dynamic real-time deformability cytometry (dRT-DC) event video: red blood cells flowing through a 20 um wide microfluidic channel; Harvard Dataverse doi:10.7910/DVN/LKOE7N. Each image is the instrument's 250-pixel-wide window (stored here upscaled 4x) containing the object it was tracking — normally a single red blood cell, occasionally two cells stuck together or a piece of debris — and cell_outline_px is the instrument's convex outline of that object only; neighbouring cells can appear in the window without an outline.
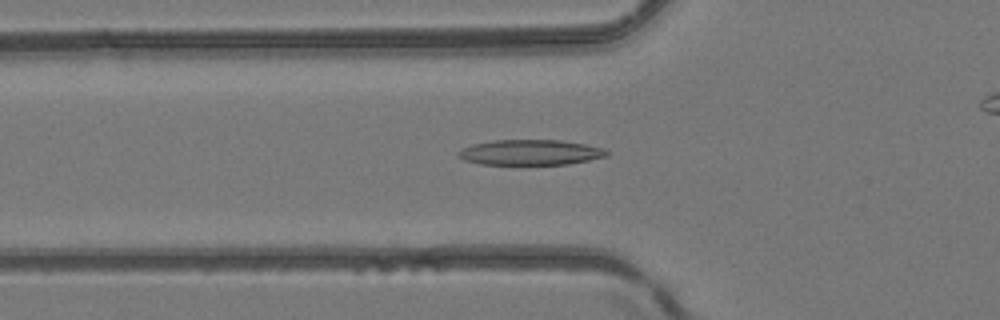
{"species": "common noctule bat (a hibernating species)", "species_latin": "Nyctalus noctula", "temperature_condition": "room temperature", "stored_images_in_passage": 44, "camera_frame_rate_fps": 3000, "um_per_image_px": 0.085, "animal": {"sex": "female", "body_mass_g": 24.6, "forearm_length_mm": 56.2}, "frame": {"image": 1, "passage_image": 18, "time_ms": 5.667, "image_size_px": [1000, 320], "cell_outline_px": [[608, 156], [568, 164], [480, 164], [464, 160], [456, 156], [456, 152], [460, 148], [472, 144], [492, 140], [560, 140], [584, 144], [604, 148], [608, 152]], "centroid_in_image_um": [45.02, 12.95], "position_along_channel_um": 80.8, "area_um2": 22.02}}
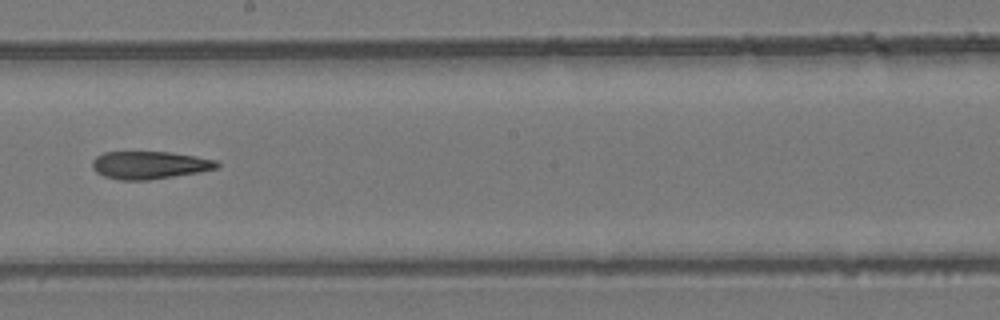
{"frame": {"image": 2, "passage_image": 29, "time_ms": 9.333, "image_size_px": [1000, 320], "cell_outline_px": [[220, 168], [200, 172], [148, 180], [120, 180], [104, 176], [96, 172], [92, 168], [92, 160], [96, 156], [104, 152], [172, 152], [196, 156], [216, 160], [220, 164]], "centroid_in_image_um": [12.73, 14.03], "position_along_channel_um": 235.5, "area_um2": 20.29}}
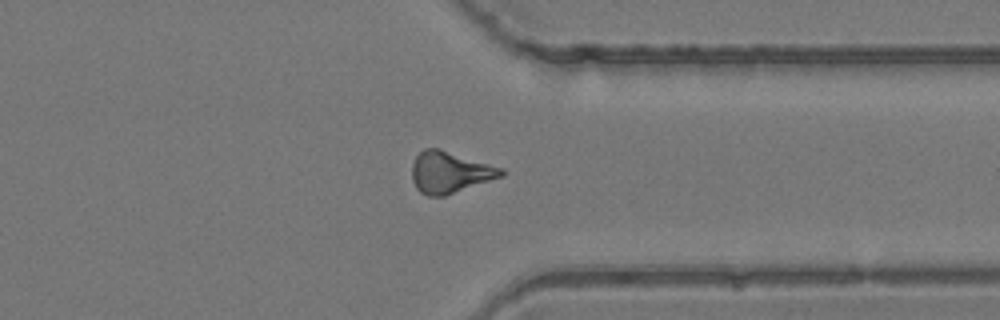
{"frame": {"image": 3, "passage_image": 39, "time_ms": 12.667, "image_size_px": [1000, 320], "cell_outline_px": [[504, 176], [444, 196], [428, 196], [420, 192], [416, 188], [412, 180], [412, 164], [416, 156], [424, 148], [440, 148], [504, 168]], "centroid_in_image_um": [38.24, 14.63], "position_along_channel_um": 373.2, "area_um2": 21.73}}